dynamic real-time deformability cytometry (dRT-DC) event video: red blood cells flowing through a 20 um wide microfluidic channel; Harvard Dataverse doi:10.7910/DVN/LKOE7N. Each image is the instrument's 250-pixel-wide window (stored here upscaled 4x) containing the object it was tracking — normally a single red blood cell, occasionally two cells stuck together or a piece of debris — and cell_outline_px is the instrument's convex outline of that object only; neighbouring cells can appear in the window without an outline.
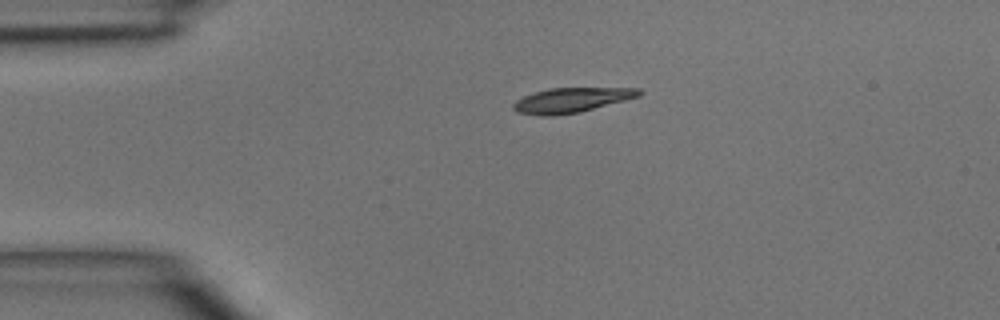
{"species": "common noctule bat (a hibernating species)", "species_latin": "Nyctalus noctula", "temperature_condition": "room temperature", "stored_images_in_passage": 2, "camera_frame_rate_fps": 3000, "um_per_image_px": 0.085, "animal": {"sex": "male", "body_mass_g": 15.6}, "frame": {"image": 1, "passage_image": 1, "time_ms": 0.0, "image_size_px": [1000, 320], "cell_outline_px": [[644, 92], [640, 96], [580, 112], [552, 116], [540, 116], [516, 112], [512, 108], [512, 104], [516, 100], [524, 96], [548, 88], [640, 88]], "centroid_in_image_um": [48.56, 8.51], "position_along_channel_um": 36.4, "area_um2": 18.21}}